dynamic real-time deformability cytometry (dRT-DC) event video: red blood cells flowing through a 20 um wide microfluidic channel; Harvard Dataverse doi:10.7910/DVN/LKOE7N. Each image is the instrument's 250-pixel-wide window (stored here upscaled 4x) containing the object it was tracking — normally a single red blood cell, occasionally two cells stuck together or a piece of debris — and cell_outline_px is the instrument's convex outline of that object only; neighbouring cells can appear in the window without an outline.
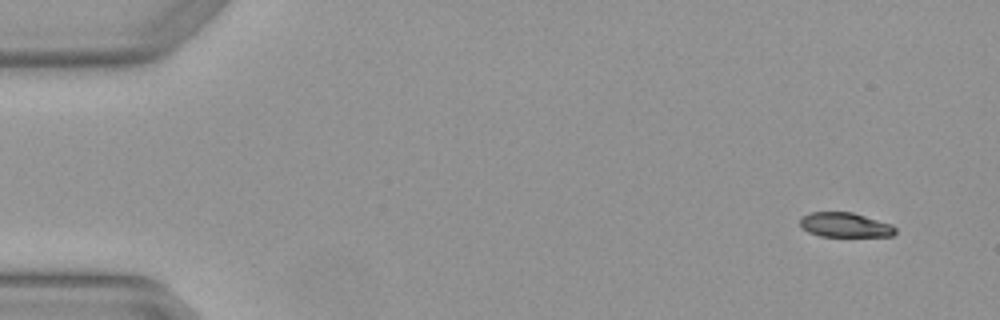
{"species": "Egyptian fruit bat (a non-hibernating species)", "species_latin": "Rousettus aegyptiacus", "temperature_condition": "warm", "stored_images_in_passage": 7, "camera_frame_rate_fps": 3000, "um_per_image_px": 0.085, "animal": {"sex": "female"}, "frame": {"image": 1, "passage_image": 1, "time_ms": 0.0, "image_size_px": [1000, 320], "cell_outline_px": [[896, 232], [892, 236], [820, 236], [808, 232], [800, 224], [800, 216], [808, 212], [852, 212], [892, 224], [896, 228]], "centroid_in_image_um": [71.82, 19.11], "position_along_channel_um": 13.2, "area_um2": 13.7}}